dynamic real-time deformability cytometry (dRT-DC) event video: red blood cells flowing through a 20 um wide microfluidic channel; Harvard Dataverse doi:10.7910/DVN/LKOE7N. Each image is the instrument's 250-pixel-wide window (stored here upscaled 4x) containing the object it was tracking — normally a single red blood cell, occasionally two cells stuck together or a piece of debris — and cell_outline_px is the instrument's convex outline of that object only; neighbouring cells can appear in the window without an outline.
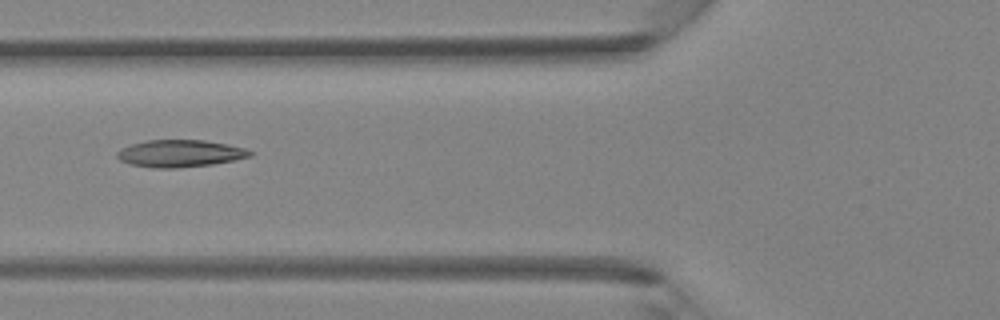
{"species": "Egyptian fruit bat (a non-hibernating species)", "species_latin": "Rousettus aegyptiacus", "temperature_condition": "room temperature", "stored_images_in_passage": 2, "camera_frame_rate_fps": 3000, "um_per_image_px": 0.085, "animal": {"sex": "female"}, "frame": {"image": 1, "passage_image": 2, "time_ms": 1.0, "image_size_px": [1000, 320], "cell_outline_px": [[252, 156], [212, 164], [176, 168], [152, 168], [128, 164], [120, 160], [116, 156], [116, 152], [120, 148], [132, 144], [148, 140], [204, 140], [228, 144], [244, 148], [252, 152]], "centroid_in_image_um": [15.25, 13.04], "position_along_channel_um": 110.5, "area_um2": 21.04}}